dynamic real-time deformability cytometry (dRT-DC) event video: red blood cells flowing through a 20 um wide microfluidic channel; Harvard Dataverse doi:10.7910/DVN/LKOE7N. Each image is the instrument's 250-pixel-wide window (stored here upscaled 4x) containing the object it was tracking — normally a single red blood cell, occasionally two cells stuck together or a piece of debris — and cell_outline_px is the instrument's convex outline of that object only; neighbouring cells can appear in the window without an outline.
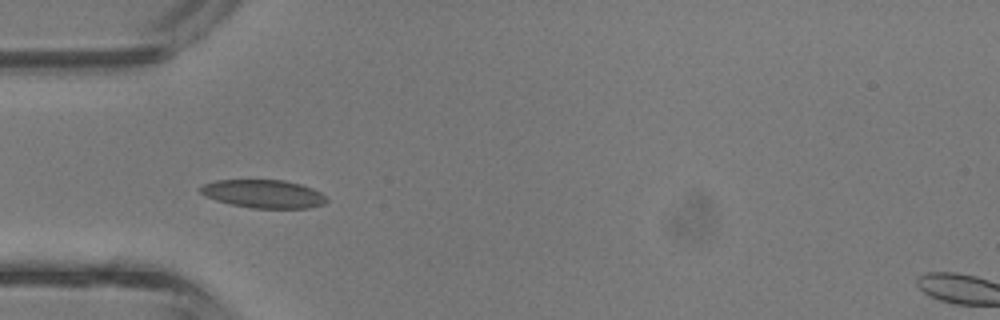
{"species": "common noctule bat (a hibernating species)", "species_latin": "Nyctalus noctula", "temperature_condition": "room temperature", "stored_images_in_passage": 4, "camera_frame_rate_fps": 3000, "um_per_image_px": 0.085, "animal": {"sex": "male", "body_mass_g": 13.3}, "frame": {"image": 1, "passage_image": 3, "time_ms": 0.667, "image_size_px": [1000, 320], "cell_outline_px": [[328, 200], [324, 204], [308, 208], [252, 208], [232, 204], [216, 200], [204, 196], [196, 188], [204, 184], [216, 180], [284, 180], [300, 184], [312, 188], [328, 196]], "centroid_in_image_um": [22.4, 16.47], "position_along_channel_um": 62.6, "area_um2": 20.87}}
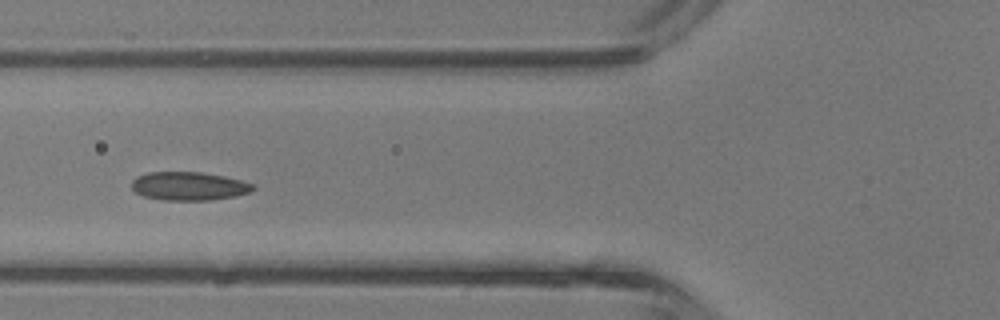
{"frame": {"image": 2, "passage_image": 4, "time_ms": 1.0, "image_size_px": [1000, 320], "cell_outline_px": [[256, 188], [252, 192], [236, 196], [212, 200], [164, 200], [144, 196], [136, 192], [132, 188], [132, 180], [136, 176], [148, 172], [200, 172], [224, 176], [240, 180], [252, 184]], "centroid_in_image_um": [16.07, 15.82], "position_along_channel_um": 109.7, "area_um2": 20.17}}